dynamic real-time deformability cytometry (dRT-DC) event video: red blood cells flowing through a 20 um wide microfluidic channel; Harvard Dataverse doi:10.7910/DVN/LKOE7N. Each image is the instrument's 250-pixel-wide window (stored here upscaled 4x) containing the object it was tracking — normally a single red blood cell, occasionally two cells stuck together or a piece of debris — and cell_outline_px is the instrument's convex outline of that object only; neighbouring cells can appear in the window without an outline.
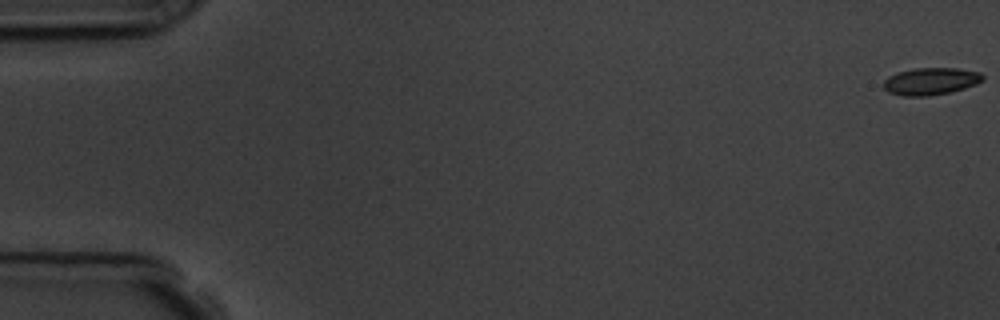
{"species": "common noctule bat (a hibernating species)", "species_latin": "Nyctalus noctula", "temperature_condition": "room temperature", "stored_images_in_passage": 58, "camera_frame_rate_fps": 3000, "um_per_image_px": 0.085, "animal": {"sex": "male", "body_mass_g": 19.5, "forearm_length_mm": 54.6}, "frame": {"image": 1, "passage_image": 1, "time_ms": 0.0, "image_size_px": [1000, 320], "cell_outline_px": [[984, 80], [976, 84], [964, 88], [948, 92], [928, 96], [900, 96], [888, 92], [880, 84], [888, 76], [896, 72], [916, 68], [956, 68], [980, 72], [984, 76]], "centroid_in_image_um": [79.06, 6.91], "position_along_channel_um": 5.9, "area_um2": 15.9}}
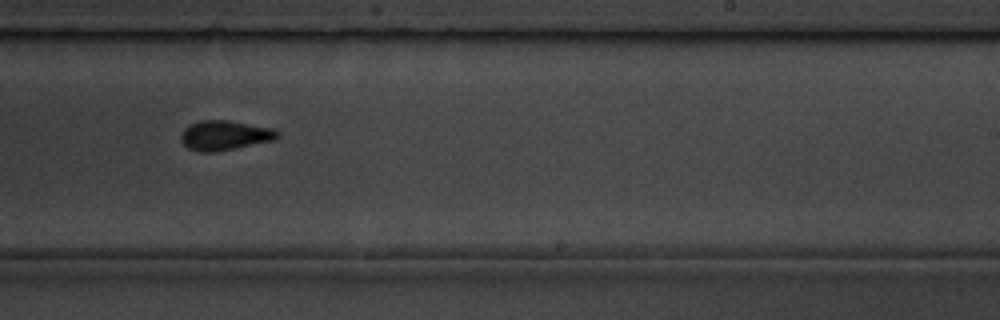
{"frame": {"image": 2, "passage_image": 36, "time_ms": 11.667, "image_size_px": [1000, 320], "cell_outline_px": [[280, 136], [276, 140], [236, 148], [212, 152], [200, 152], [188, 148], [180, 140], [180, 136], [184, 128], [188, 124], [200, 120], [228, 120], [272, 128], [280, 132]], "centroid_in_image_um": [19.1, 11.5], "position_along_channel_um": 269.9, "area_um2": 16.88}}
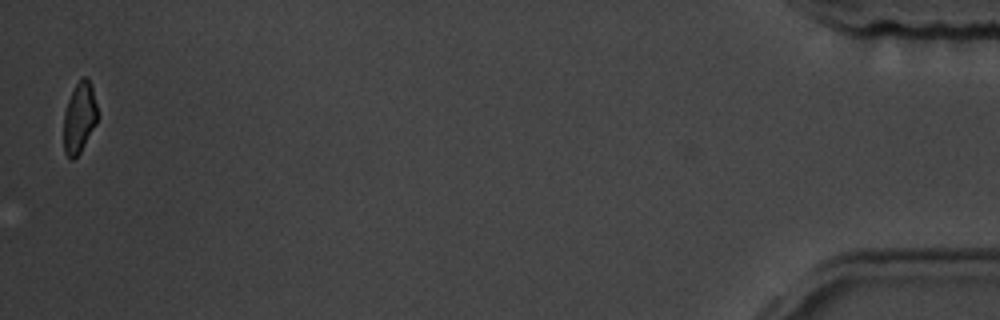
{"frame": {"image": 3, "passage_image": 57, "time_ms": 18.667, "image_size_px": [1000, 320], "cell_outline_px": [[96, 124], [80, 152], [72, 160], [68, 160], [64, 152], [64, 112], [68, 100], [76, 84], [84, 76], [88, 76], [92, 88], [96, 104]], "centroid_in_image_um": [6.73, 10.03], "position_along_channel_um": 428.5, "area_um2": 13.76}, "authors_computed_cell_mechanics": {"area_um2": 15.895, "velocity_mm_per_s": 3.6051, "shape_relaxation_time_tau1_ms": 5.6895, "shape_relaxation_time_tau2_ms": 2.5128, "deformation_change_tau1": 0.1354, "deformation_change_tau2": 0.0711}}